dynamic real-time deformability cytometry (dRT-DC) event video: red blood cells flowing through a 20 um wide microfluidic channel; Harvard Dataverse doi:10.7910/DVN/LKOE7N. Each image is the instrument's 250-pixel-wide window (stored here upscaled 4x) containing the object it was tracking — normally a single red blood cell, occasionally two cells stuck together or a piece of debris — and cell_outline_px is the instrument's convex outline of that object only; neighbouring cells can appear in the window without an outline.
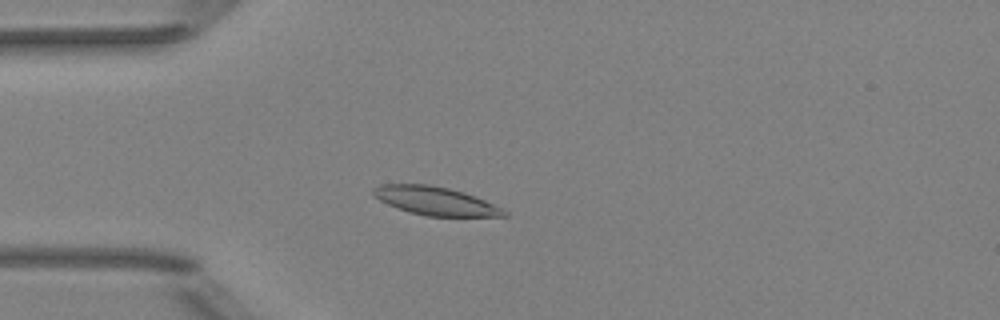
{"species": "Egyptian fruit bat (a non-hibernating species)", "species_latin": "Rousettus aegyptiacus", "temperature_condition": "room temperature", "stored_images_in_passage": 49, "camera_frame_rate_fps": 3000, "um_per_image_px": 0.085, "animal": {"sex": "female"}, "frame": {"image": 1, "passage_image": 12, "time_ms": 3.667, "image_size_px": [1000, 320], "cell_outline_px": [[508, 216], [424, 216], [408, 212], [396, 208], [372, 196], [372, 188], [380, 184], [428, 184], [448, 188], [464, 192], [476, 196], [504, 208], [508, 212]], "centroid_in_image_um": [37.0, 17.08], "position_along_channel_um": 48.0, "area_um2": 21.91}}
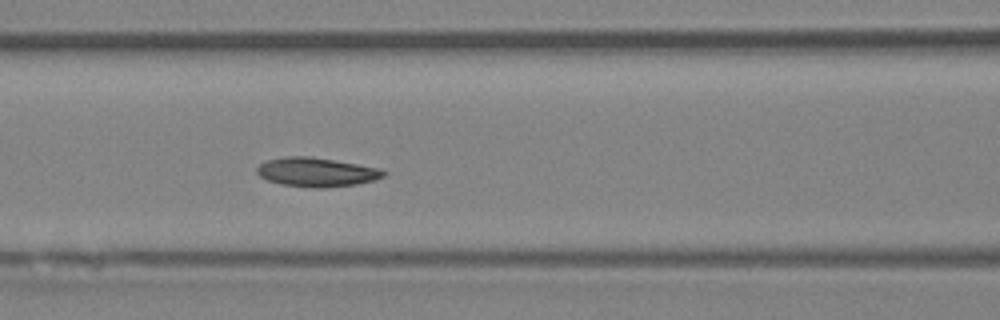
{"frame": {"image": 2, "passage_image": 20, "time_ms": 6.333, "image_size_px": [1000, 320], "cell_outline_px": [[388, 172], [384, 176], [376, 180], [356, 184], [324, 188], [308, 188], [280, 184], [268, 180], [260, 176], [256, 172], [256, 168], [260, 164], [268, 160], [284, 156], [312, 156], [380, 168]], "centroid_in_image_um": [26.92, 14.63], "position_along_channel_um": 139.7, "area_um2": 21.68}}
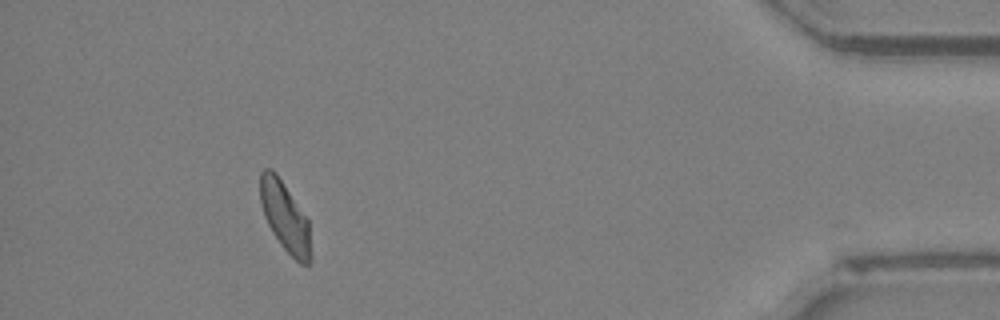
{"frame": {"image": 3, "passage_image": 45, "time_ms": 14.667, "image_size_px": [1000, 320], "cell_outline_px": [[312, 264], [300, 264], [280, 244], [272, 232], [264, 216], [260, 200], [260, 172], [264, 168], [272, 168], [276, 172], [308, 220], [312, 256]], "centroid_in_image_um": [24.23, 18.44], "position_along_channel_um": 411.0, "area_um2": 20.58}, "authors_computed_cell_mechanics": {"area_um2": 21.2126, "velocity_mm_per_s": 3.9762, "shape_relaxation_time_tau1_ms": 3.8925, "shape_relaxation_time_tau2_ms": 3.6541, "deformation_change_tau1": 0.1176, "deformation_change_tau2": 0.065}}